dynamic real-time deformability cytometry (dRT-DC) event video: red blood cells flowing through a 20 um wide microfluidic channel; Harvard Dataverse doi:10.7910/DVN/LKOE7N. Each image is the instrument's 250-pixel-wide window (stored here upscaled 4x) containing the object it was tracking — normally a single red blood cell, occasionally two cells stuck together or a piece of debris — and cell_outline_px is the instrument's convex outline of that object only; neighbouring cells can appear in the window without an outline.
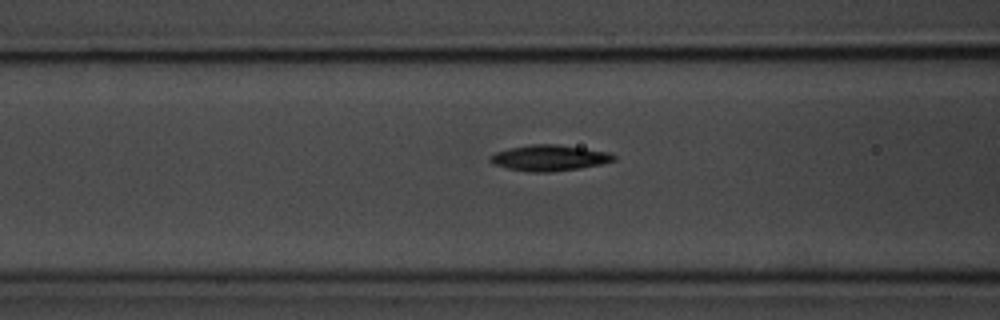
{"species": "common noctule bat (a hibernating species)", "species_latin": "Nyctalus noctula", "temperature_condition": "room temperature", "stored_images_in_passage": 7, "camera_frame_rate_fps": 3000, "um_per_image_px": 0.085, "animal": {"sex": "male", "body_mass_g": 20.1, "forearm_length_mm": 53.5}, "frame": {"image": 1, "passage_image": 3, "time_ms": 3.333, "image_size_px": [1000, 320], "cell_outline_px": [[616, 160], [600, 164], [580, 168], [548, 172], [528, 172], [508, 168], [496, 164], [488, 160], [496, 152], [508, 148], [532, 144], [556, 144], [608, 152], [616, 156]], "centroid_in_image_um": [46.7, 13.42], "position_along_channel_um": 119.9, "area_um2": 18.38}}
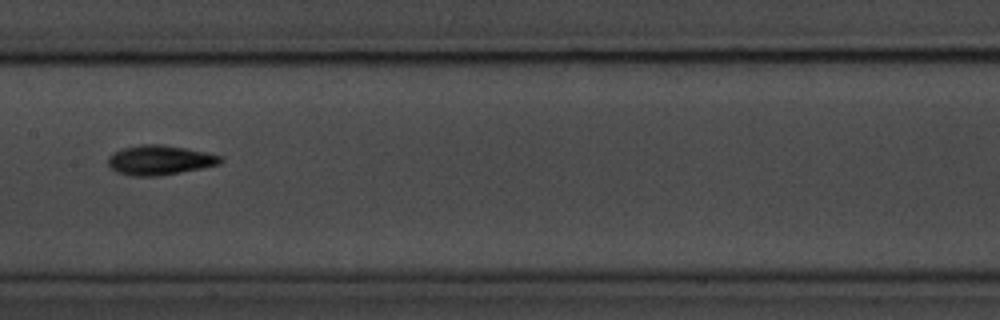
{"frame": {"image": 2, "passage_image": 5, "time_ms": 5.333, "image_size_px": [1000, 320], "cell_outline_px": [[224, 160], [220, 164], [204, 168], [160, 176], [132, 176], [116, 172], [108, 164], [108, 156], [112, 152], [124, 148], [140, 144], [164, 144], [204, 152], [220, 156]], "centroid_in_image_um": [13.56, 13.61], "position_along_channel_um": 193.8, "area_um2": 19.54}}
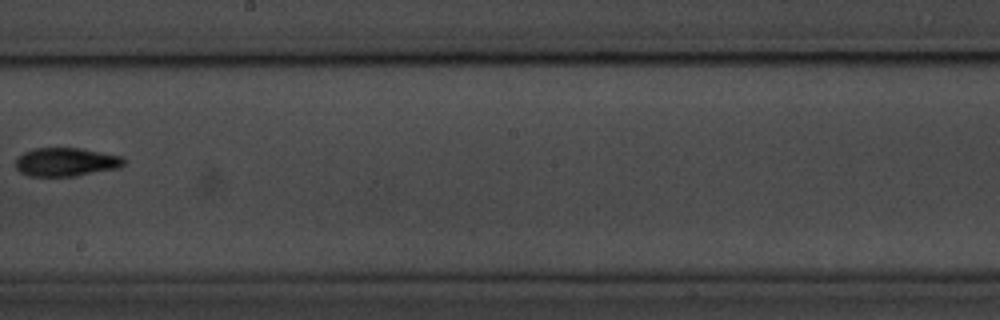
{"frame": {"image": 3, "passage_image": 6, "time_ms": 6.667, "image_size_px": [1000, 320], "cell_outline_px": [[124, 164], [120, 168], [76, 176], [28, 176], [20, 172], [16, 168], [16, 160], [24, 152], [36, 148], [80, 148], [124, 156]], "centroid_in_image_um": [5.65, 13.77], "position_along_channel_um": 242.6, "area_um2": 18.09}}